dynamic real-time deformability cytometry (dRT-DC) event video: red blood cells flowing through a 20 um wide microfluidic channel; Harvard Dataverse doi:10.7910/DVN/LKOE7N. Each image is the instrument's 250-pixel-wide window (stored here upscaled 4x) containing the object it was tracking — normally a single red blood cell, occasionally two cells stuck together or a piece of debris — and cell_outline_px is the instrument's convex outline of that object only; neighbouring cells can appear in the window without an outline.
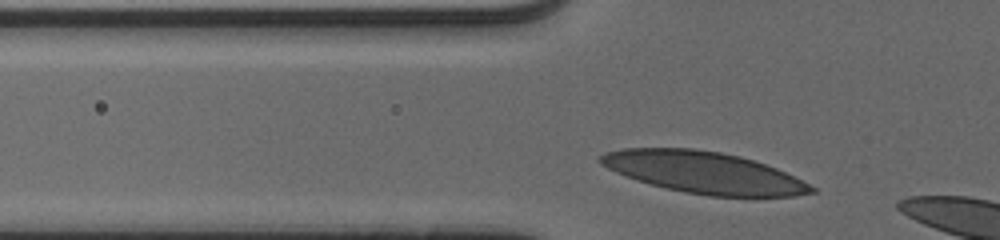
{"species": "human", "species_latin": "Homo sapiens", "temperature_condition": "cold", "stored_images_in_passage": 7, "camera_frame_rate_fps": 3000, "um_per_image_px": 0.085, "donor": {"sex": "male"}, "frame": {"image": 1, "passage_image": 3, "time_ms": 0.667, "image_size_px": [1000, 240], "cell_outline_px": [[816, 192], [796, 196], [708, 196], [684, 192], [636, 180], [616, 172], [600, 164], [596, 160], [604, 152], [624, 148], [692, 148], [720, 152], [740, 156], [776, 168], [816, 188]], "centroid_in_image_um": [59.78, 14.65], "position_along_channel_um": 66.0, "area_um2": 50.75}}